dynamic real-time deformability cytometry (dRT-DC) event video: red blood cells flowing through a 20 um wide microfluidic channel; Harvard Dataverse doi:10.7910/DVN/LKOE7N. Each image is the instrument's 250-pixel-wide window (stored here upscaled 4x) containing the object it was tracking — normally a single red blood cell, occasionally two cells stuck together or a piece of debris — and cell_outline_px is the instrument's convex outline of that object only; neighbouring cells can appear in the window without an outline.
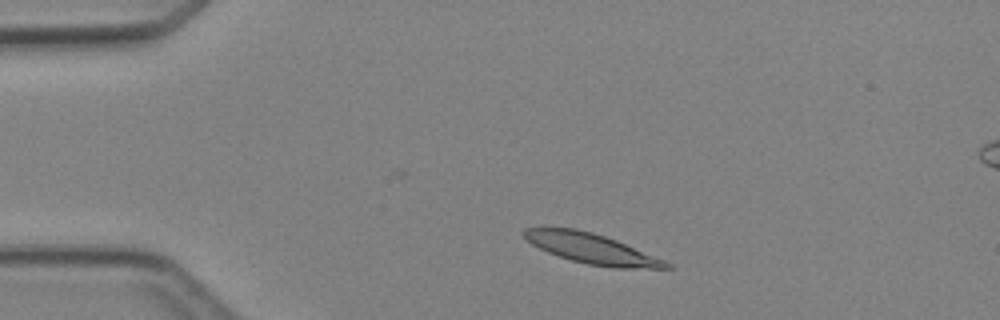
{"species": "Egyptian fruit bat (a non-hibernating species)", "species_latin": "Rousettus aegyptiacus", "temperature_condition": "cold", "stored_images_in_passage": 3, "segment_of_instrument_passage": [1, 2], "camera_frame_rate_fps": 3000, "um_per_image_px": 0.085, "animal": {"sex": "female"}, "frame": {"image": 1, "passage_image": 1, "time_ms": 0.0, "image_size_px": [1000, 320], "cell_outline_px": [[672, 268], [612, 268], [588, 264], [572, 260], [548, 252], [532, 244], [524, 236], [524, 228], [576, 228], [592, 232], [616, 240], [664, 260], [672, 264]], "centroid_in_image_um": [50.31, 21.13], "position_along_channel_um": 34.7, "area_um2": 24.51}}